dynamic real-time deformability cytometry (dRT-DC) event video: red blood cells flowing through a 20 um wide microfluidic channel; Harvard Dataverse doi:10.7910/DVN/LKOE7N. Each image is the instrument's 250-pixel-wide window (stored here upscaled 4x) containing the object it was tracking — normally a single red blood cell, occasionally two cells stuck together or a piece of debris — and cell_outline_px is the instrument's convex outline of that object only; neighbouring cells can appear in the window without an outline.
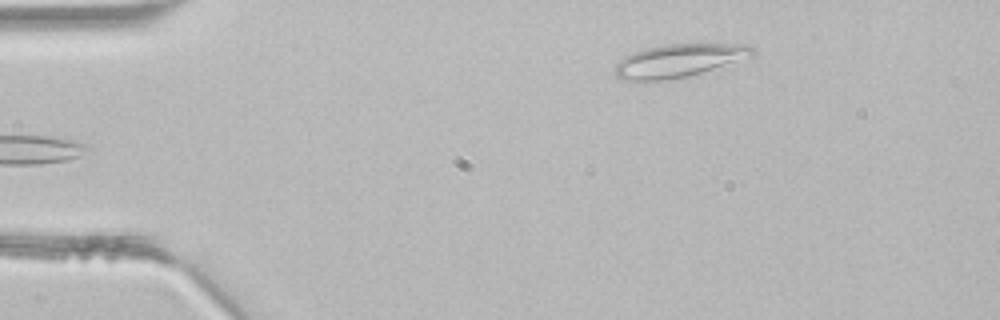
{"species": "common noctule bat (a hibernating species)", "species_latin": "Nyctalus noctula", "temperature_condition": "room temperature", "stored_images_in_passage": 2, "camera_frame_rate_fps": 3000, "um_per_image_px": 0.085, "animal": {"sex": "male", "body_mass_g": 21.5, "forearm_length_mm": 52.0}, "frame": {"image": 1, "passage_image": 2, "time_ms": 0.333, "image_size_px": [1000, 320], "cell_outline_px": [[756, 52], [752, 56], [688, 76], [664, 80], [620, 80], [616, 76], [616, 64], [624, 56], [644, 48], [664, 44], [748, 44], [756, 48]], "centroid_in_image_um": [57.7, 5.13], "position_along_channel_um": 27.3, "area_um2": 26.3}}